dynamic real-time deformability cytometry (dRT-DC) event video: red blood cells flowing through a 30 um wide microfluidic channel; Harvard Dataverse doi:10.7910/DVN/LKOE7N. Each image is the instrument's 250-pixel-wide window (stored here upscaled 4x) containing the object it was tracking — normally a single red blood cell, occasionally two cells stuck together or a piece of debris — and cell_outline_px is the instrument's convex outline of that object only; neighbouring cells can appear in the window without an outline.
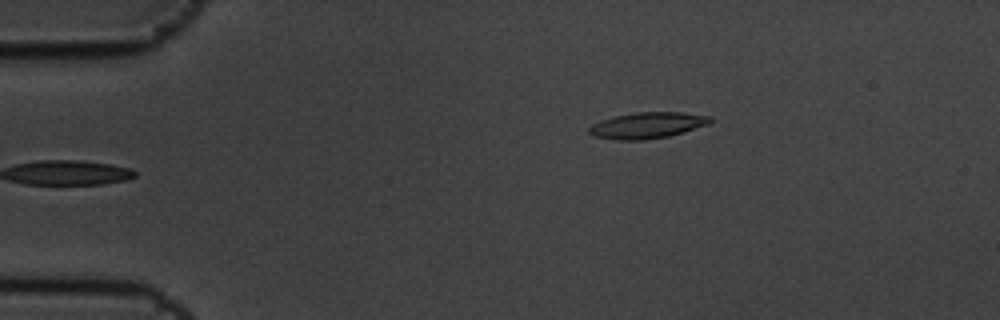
{"species": "common noctule bat (a hibernating species)", "species_latin": "Nyctalus noctula", "temperature_condition": "cold", "stored_images_in_passage": 5, "camera_frame_rate_fps": 3000, "um_per_image_px": 0.085, "animal": {"sex": "male", "body_mass_g": 19.5, "forearm_length_mm": 54.6}, "frame": {"image": 1, "passage_image": 5, "time_ms": 1.333, "image_size_px": [1000, 320], "cell_outline_px": [[712, 120], [708, 124], [668, 136], [644, 140], [616, 140], [592, 136], [588, 132], [588, 128], [592, 124], [600, 120], [612, 116], [636, 112], [680, 112], [712, 116]], "centroid_in_image_um": [54.96, 10.65], "position_along_channel_um": 30.0, "area_um2": 18.5}}